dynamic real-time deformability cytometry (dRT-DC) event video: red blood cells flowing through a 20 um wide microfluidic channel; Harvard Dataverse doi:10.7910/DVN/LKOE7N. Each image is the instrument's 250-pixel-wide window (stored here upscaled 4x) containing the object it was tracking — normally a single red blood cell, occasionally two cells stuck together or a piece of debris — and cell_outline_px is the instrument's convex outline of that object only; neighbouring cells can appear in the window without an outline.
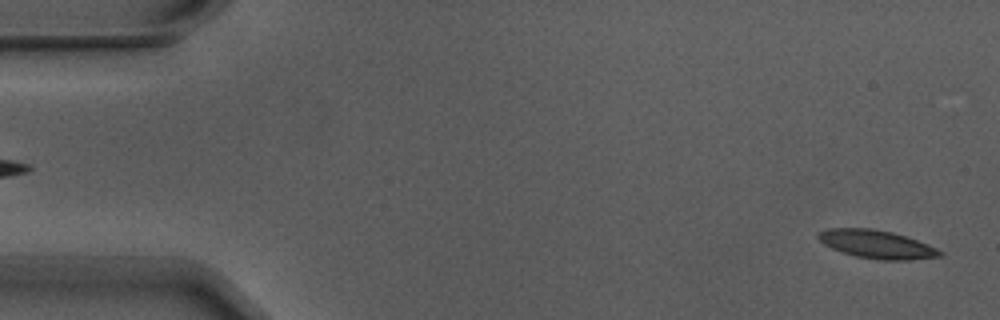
{"species": "Egyptian fruit bat (a non-hibernating species)", "species_latin": "Rousettus aegyptiacus", "temperature_condition": "warm", "stored_images_in_passage": 6, "camera_frame_rate_fps": 3000, "um_per_image_px": 0.085, "animal": {"sex": "male"}, "frame": {"image": 1, "passage_image": 6, "time_ms": 1.667, "image_size_px": [1000, 320], "cell_outline_px": [[944, 256], [908, 260], [880, 260], [856, 256], [840, 252], [824, 244], [816, 236], [820, 232], [828, 228], [872, 228], [892, 232], [928, 244], [944, 252]], "centroid_in_image_um": [74.53, 20.77], "position_along_channel_um": 10.5, "area_um2": 20.0}}